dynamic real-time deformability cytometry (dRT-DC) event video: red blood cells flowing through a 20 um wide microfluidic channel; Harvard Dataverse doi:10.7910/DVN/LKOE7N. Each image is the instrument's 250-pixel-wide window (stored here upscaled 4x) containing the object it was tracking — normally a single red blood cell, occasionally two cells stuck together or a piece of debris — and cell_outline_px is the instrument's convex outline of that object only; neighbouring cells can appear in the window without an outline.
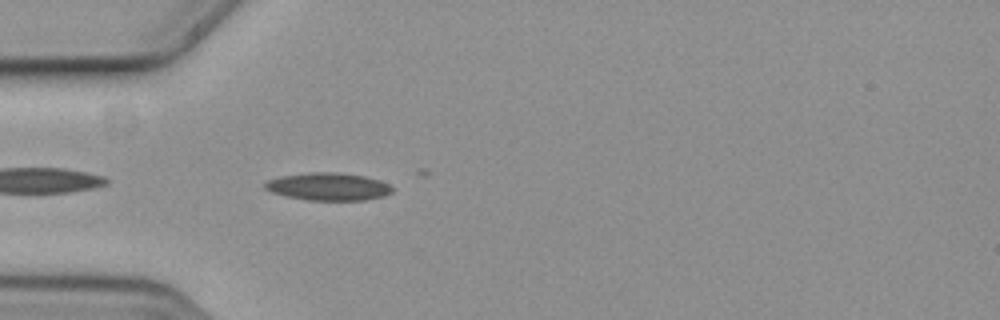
{"species": "common noctule bat (a hibernating species)", "species_latin": "Nyctalus noctula", "temperature_condition": "cold", "stored_images_in_passage": 6, "camera_frame_rate_fps": 3000, "um_per_image_px": 0.085, "animal": {"sex": "female", "body_mass_g": 19.3, "forearm_length_mm": 54.1}, "frame": {"image": 1, "passage_image": 3, "time_ms": 0.667, "image_size_px": [1000, 320], "cell_outline_px": [[392, 192], [384, 196], [364, 200], [308, 200], [288, 196], [272, 192], [264, 188], [264, 184], [268, 180], [280, 176], [312, 172], [336, 172], [364, 176], [380, 180], [388, 184], [392, 188]], "centroid_in_image_um": [27.91, 15.86], "position_along_channel_um": 57.1, "area_um2": 20.35}}